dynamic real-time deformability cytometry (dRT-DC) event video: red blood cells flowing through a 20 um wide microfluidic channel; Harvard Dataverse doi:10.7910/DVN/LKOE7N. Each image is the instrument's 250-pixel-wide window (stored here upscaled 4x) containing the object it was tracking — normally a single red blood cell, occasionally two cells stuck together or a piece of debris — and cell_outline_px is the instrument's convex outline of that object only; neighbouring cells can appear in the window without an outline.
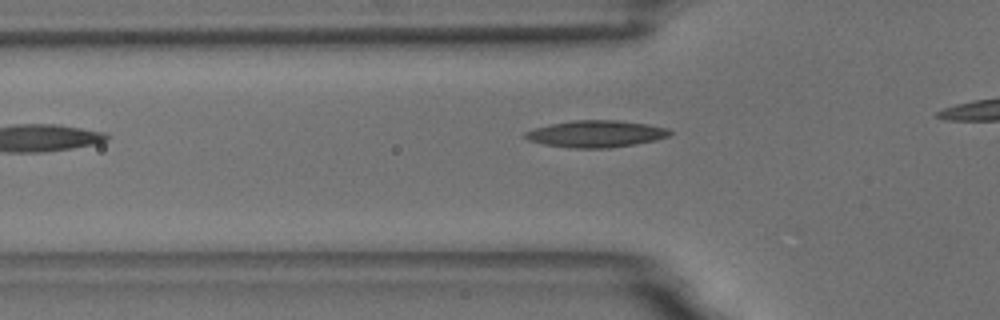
{"species": "common noctule bat (a hibernating species)", "species_latin": "Nyctalus noctula", "temperature_condition": "room temperature", "stored_images_in_passage": 16, "camera_frame_rate_fps": 3000, "um_per_image_px": 0.085, "animal": {"sex": "male", "body_mass_g": 18.8}, "frame": {"image": 1, "passage_image": 3, "time_ms": 0.667, "image_size_px": [1000, 320], "cell_outline_px": [[672, 132], [668, 136], [656, 140], [636, 144], [608, 148], [568, 148], [544, 144], [528, 140], [524, 136], [524, 132], [536, 128], [552, 124], [572, 120], [616, 120], [648, 124], [668, 128]], "centroid_in_image_um": [50.67, 11.38], "position_along_channel_um": 75.1, "area_um2": 22.6}}
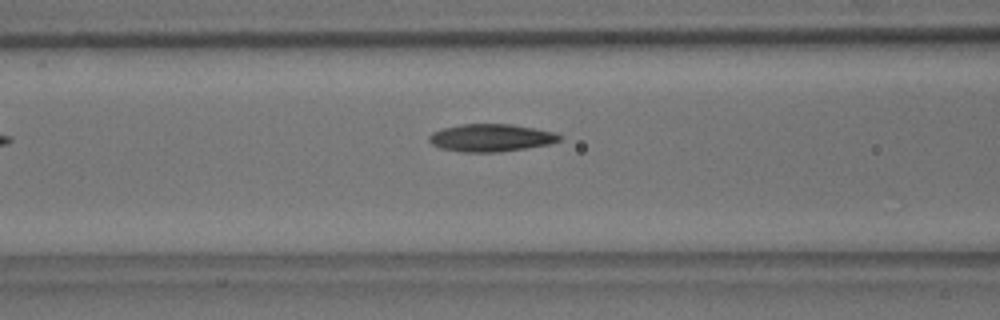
{"frame": {"image": 2, "passage_image": 7, "time_ms": 2.0, "image_size_px": [1000, 320], "cell_outline_px": [[564, 140], [548, 144], [500, 152], [460, 152], [440, 148], [432, 144], [428, 140], [428, 136], [432, 132], [444, 128], [460, 124], [512, 124], [556, 132], [564, 136]], "centroid_in_image_um": [41.76, 11.71], "position_along_channel_um": 124.8, "area_um2": 21.15}}